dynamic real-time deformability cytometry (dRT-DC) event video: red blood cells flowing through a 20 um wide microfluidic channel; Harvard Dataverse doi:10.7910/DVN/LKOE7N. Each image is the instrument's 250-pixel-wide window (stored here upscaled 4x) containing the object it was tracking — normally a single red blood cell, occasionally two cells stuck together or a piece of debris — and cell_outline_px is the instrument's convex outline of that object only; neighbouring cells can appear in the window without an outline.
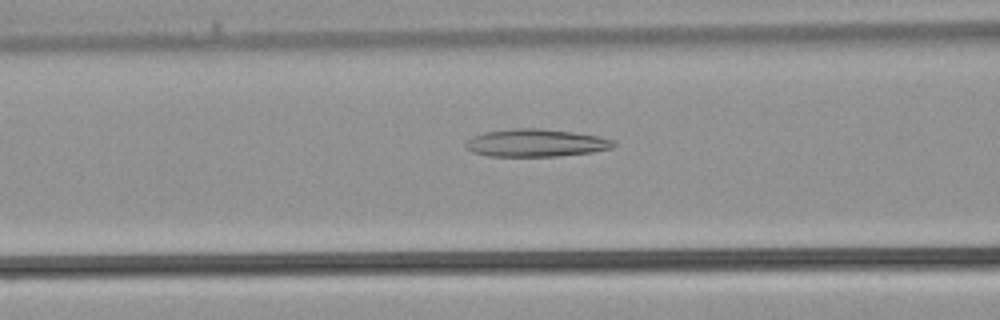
{"species": "common noctule bat (a hibernating species)", "species_latin": "Nyctalus noctula", "temperature_condition": "warm", "stored_images_in_passage": 37, "camera_frame_rate_fps": 3000, "um_per_image_px": 0.085, "animal": {"sex": "male", "body_mass_g": 21.5, "forearm_length_mm": 52.0}, "frame": {"image": 1, "passage_image": 14, "time_ms": 4.333, "image_size_px": [1000, 320], "cell_outline_px": [[616, 144], [612, 148], [592, 152], [556, 156], [488, 156], [472, 152], [464, 144], [464, 140], [472, 136], [484, 132], [512, 128], [540, 128], [572, 132], [600, 136], [616, 140]], "centroid_in_image_um": [45.54, 12.14], "position_along_channel_um": 121.1, "area_um2": 24.04}}
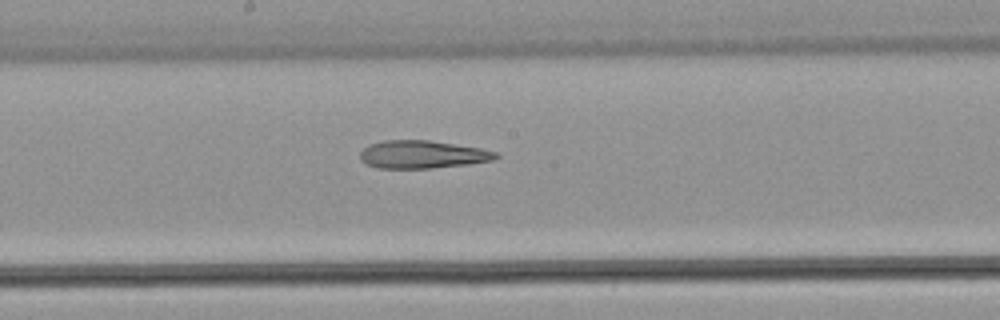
{"frame": {"image": 2, "passage_image": 19, "time_ms": 6.0, "image_size_px": [1000, 320], "cell_outline_px": [[500, 156], [496, 160], [468, 164], [432, 168], [380, 168], [368, 164], [360, 160], [360, 152], [368, 144], [384, 140], [428, 140], [480, 148], [496, 152]], "centroid_in_image_um": [35.91, 13.13], "position_along_channel_um": 212.3, "area_um2": 22.02}}
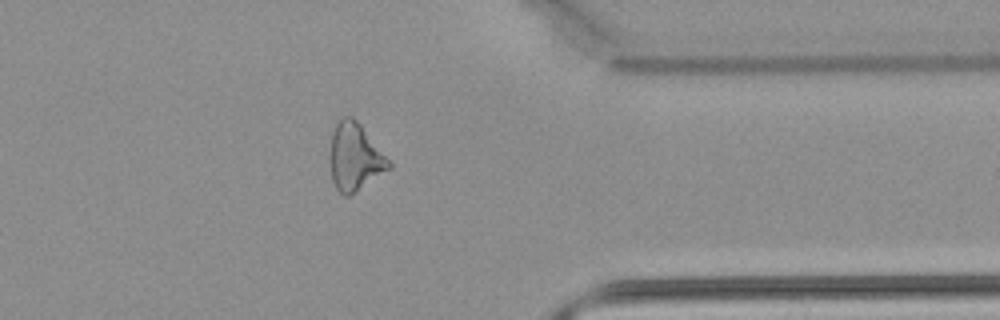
{"frame": {"image": 3, "passage_image": 29, "time_ms": 9.333, "image_size_px": [1000, 320], "cell_outline_px": [[392, 168], [348, 196], [344, 196], [336, 188], [332, 180], [328, 160], [328, 156], [332, 132], [336, 124], [344, 116], [352, 116], [360, 124], [392, 164]], "centroid_in_image_um": [30.12, 13.35], "position_along_channel_um": 381.3, "area_um2": 23.12}}